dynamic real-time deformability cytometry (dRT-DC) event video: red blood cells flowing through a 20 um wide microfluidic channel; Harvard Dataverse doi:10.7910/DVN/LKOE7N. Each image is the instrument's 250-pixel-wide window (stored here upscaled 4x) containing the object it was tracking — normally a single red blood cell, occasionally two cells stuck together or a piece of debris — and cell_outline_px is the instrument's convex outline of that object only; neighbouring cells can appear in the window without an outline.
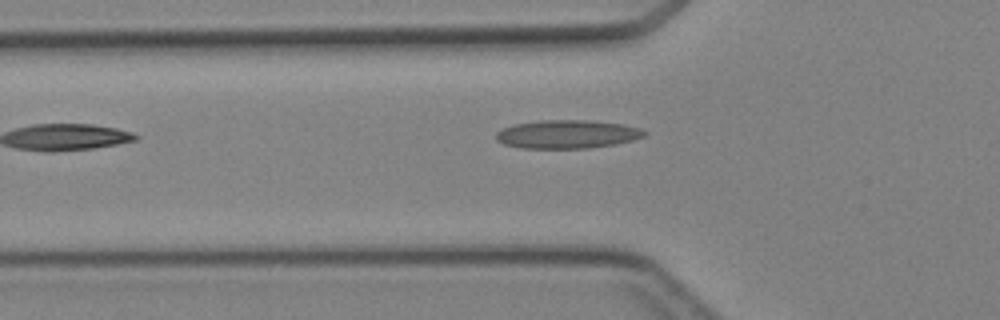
{"species": "Egyptian fruit bat (a non-hibernating species)", "species_latin": "Rousettus aegyptiacus", "temperature_condition": "cold", "stored_images_in_passage": 5, "camera_frame_rate_fps": 3000, "um_per_image_px": 0.085, "animal": {"sex": "female"}, "frame": {"image": 1, "passage_image": 5, "time_ms": 4.667, "image_size_px": [1000, 320], "cell_outline_px": [[648, 132], [644, 136], [632, 140], [616, 144], [588, 148], [520, 148], [504, 144], [496, 140], [496, 132], [500, 128], [516, 124], [540, 120], [592, 120], [624, 124], [640, 128]], "centroid_in_image_um": [48.21, 11.4], "position_along_channel_um": 77.6, "area_um2": 24.74}}